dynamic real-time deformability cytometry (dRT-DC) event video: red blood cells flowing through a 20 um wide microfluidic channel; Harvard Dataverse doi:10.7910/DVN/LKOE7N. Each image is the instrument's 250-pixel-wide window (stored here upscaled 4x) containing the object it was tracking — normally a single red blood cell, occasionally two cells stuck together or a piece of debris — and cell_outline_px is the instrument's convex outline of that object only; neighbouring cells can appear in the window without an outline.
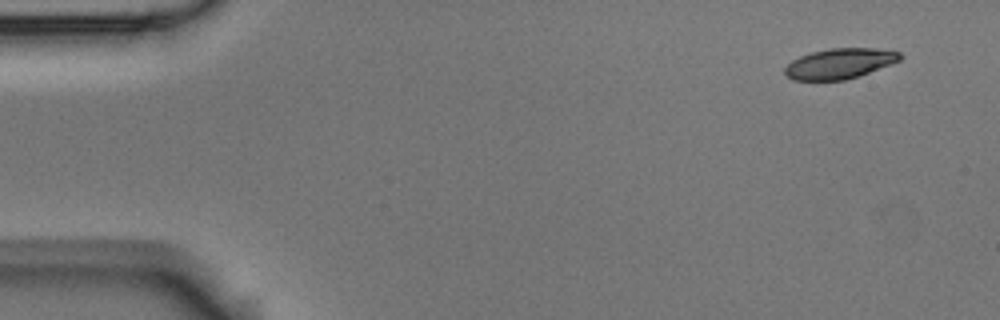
{"species": "Egyptian fruit bat (a non-hibernating species)", "species_latin": "Rousettus aegyptiacus", "temperature_condition": "room temperature", "stored_images_in_passage": 5, "camera_frame_rate_fps": 3000, "um_per_image_px": 0.085, "animal": {"sex": "male"}, "frame": {"image": 1, "passage_image": 1, "time_ms": 0.0, "image_size_px": [1000, 320], "cell_outline_px": [[904, 56], [900, 60], [868, 72], [844, 80], [792, 80], [784, 72], [784, 68], [792, 60], [800, 56], [812, 52], [828, 48], [872, 48], [900, 52]], "centroid_in_image_um": [71.34, 5.39], "position_along_channel_um": 13.7, "area_um2": 20.11}}
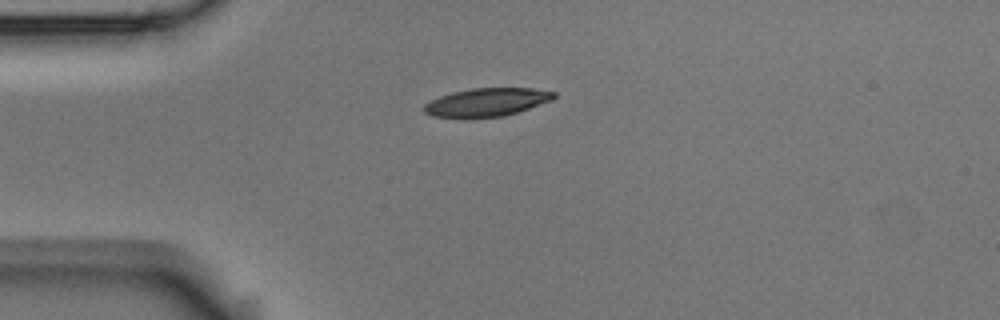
{"frame": {"image": 2, "passage_image": 4, "time_ms": 1.0, "image_size_px": [1000, 320], "cell_outline_px": [[556, 96], [552, 100], [504, 116], [468, 120], [460, 120], [432, 116], [424, 112], [424, 104], [440, 96], [452, 92], [472, 88], [532, 88], [556, 92]], "centroid_in_image_um": [41.31, 8.73], "position_along_channel_um": 43.7, "area_um2": 21.91}}